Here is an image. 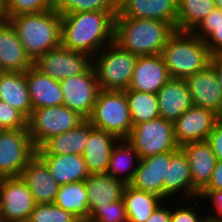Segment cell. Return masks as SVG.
<instances>
[{"label": "cell", "instance_id": "6da1fadb", "mask_svg": "<svg viewBox=\"0 0 222 222\" xmlns=\"http://www.w3.org/2000/svg\"><path fill=\"white\" fill-rule=\"evenodd\" d=\"M117 12L89 11L62 15L61 45L92 58L114 42Z\"/></svg>", "mask_w": 222, "mask_h": 222}, {"label": "cell", "instance_id": "7a4b0ae2", "mask_svg": "<svg viewBox=\"0 0 222 222\" xmlns=\"http://www.w3.org/2000/svg\"><path fill=\"white\" fill-rule=\"evenodd\" d=\"M175 32L160 20L115 17L114 43L137 56L157 55Z\"/></svg>", "mask_w": 222, "mask_h": 222}, {"label": "cell", "instance_id": "3957f363", "mask_svg": "<svg viewBox=\"0 0 222 222\" xmlns=\"http://www.w3.org/2000/svg\"><path fill=\"white\" fill-rule=\"evenodd\" d=\"M61 18L62 15L52 8L39 13L11 16L9 22L34 62L39 56L61 45Z\"/></svg>", "mask_w": 222, "mask_h": 222}, {"label": "cell", "instance_id": "277c9868", "mask_svg": "<svg viewBox=\"0 0 222 222\" xmlns=\"http://www.w3.org/2000/svg\"><path fill=\"white\" fill-rule=\"evenodd\" d=\"M171 78L186 79L204 70L211 60L206 43L192 32L176 31L161 51Z\"/></svg>", "mask_w": 222, "mask_h": 222}, {"label": "cell", "instance_id": "5b68a950", "mask_svg": "<svg viewBox=\"0 0 222 222\" xmlns=\"http://www.w3.org/2000/svg\"><path fill=\"white\" fill-rule=\"evenodd\" d=\"M94 128L127 139L133 124L124 91L100 90L91 116L87 119Z\"/></svg>", "mask_w": 222, "mask_h": 222}, {"label": "cell", "instance_id": "8992f818", "mask_svg": "<svg viewBox=\"0 0 222 222\" xmlns=\"http://www.w3.org/2000/svg\"><path fill=\"white\" fill-rule=\"evenodd\" d=\"M138 56L116 43L105 46L93 57L100 90L128 89Z\"/></svg>", "mask_w": 222, "mask_h": 222}, {"label": "cell", "instance_id": "52a82bcc", "mask_svg": "<svg viewBox=\"0 0 222 222\" xmlns=\"http://www.w3.org/2000/svg\"><path fill=\"white\" fill-rule=\"evenodd\" d=\"M85 119L65 105L32 109L27 129L34 147L39 148L50 137L76 128Z\"/></svg>", "mask_w": 222, "mask_h": 222}, {"label": "cell", "instance_id": "ba28073f", "mask_svg": "<svg viewBox=\"0 0 222 222\" xmlns=\"http://www.w3.org/2000/svg\"><path fill=\"white\" fill-rule=\"evenodd\" d=\"M127 140L138 152L140 159L180 148L174 136L173 122L160 116L135 125Z\"/></svg>", "mask_w": 222, "mask_h": 222}, {"label": "cell", "instance_id": "9c48e42d", "mask_svg": "<svg viewBox=\"0 0 222 222\" xmlns=\"http://www.w3.org/2000/svg\"><path fill=\"white\" fill-rule=\"evenodd\" d=\"M36 155L28 129L3 130L0 133V178L20 177Z\"/></svg>", "mask_w": 222, "mask_h": 222}, {"label": "cell", "instance_id": "30bf717a", "mask_svg": "<svg viewBox=\"0 0 222 222\" xmlns=\"http://www.w3.org/2000/svg\"><path fill=\"white\" fill-rule=\"evenodd\" d=\"M93 65V58L60 45L39 56L33 66L42 74L61 81L70 76L81 75Z\"/></svg>", "mask_w": 222, "mask_h": 222}, {"label": "cell", "instance_id": "8fae6325", "mask_svg": "<svg viewBox=\"0 0 222 222\" xmlns=\"http://www.w3.org/2000/svg\"><path fill=\"white\" fill-rule=\"evenodd\" d=\"M66 107L87 120L93 111L100 91L97 75L92 65L85 73L60 81Z\"/></svg>", "mask_w": 222, "mask_h": 222}, {"label": "cell", "instance_id": "7c38bea8", "mask_svg": "<svg viewBox=\"0 0 222 222\" xmlns=\"http://www.w3.org/2000/svg\"><path fill=\"white\" fill-rule=\"evenodd\" d=\"M36 203L21 177L0 178L2 222H27Z\"/></svg>", "mask_w": 222, "mask_h": 222}, {"label": "cell", "instance_id": "4fadbf2b", "mask_svg": "<svg viewBox=\"0 0 222 222\" xmlns=\"http://www.w3.org/2000/svg\"><path fill=\"white\" fill-rule=\"evenodd\" d=\"M220 118L214 111L192 106L174 124V136L181 147L190 142L207 141L216 121Z\"/></svg>", "mask_w": 222, "mask_h": 222}, {"label": "cell", "instance_id": "5bb4252c", "mask_svg": "<svg viewBox=\"0 0 222 222\" xmlns=\"http://www.w3.org/2000/svg\"><path fill=\"white\" fill-rule=\"evenodd\" d=\"M175 152H164L140 159L129 185L134 189L156 194L164 200L163 180H167L168 165Z\"/></svg>", "mask_w": 222, "mask_h": 222}, {"label": "cell", "instance_id": "9a60e30c", "mask_svg": "<svg viewBox=\"0 0 222 222\" xmlns=\"http://www.w3.org/2000/svg\"><path fill=\"white\" fill-rule=\"evenodd\" d=\"M185 80L193 106L210 109L222 117V89L215 69L209 64Z\"/></svg>", "mask_w": 222, "mask_h": 222}, {"label": "cell", "instance_id": "2e32d148", "mask_svg": "<svg viewBox=\"0 0 222 222\" xmlns=\"http://www.w3.org/2000/svg\"><path fill=\"white\" fill-rule=\"evenodd\" d=\"M170 78L161 54L138 56L130 85L126 90L156 94Z\"/></svg>", "mask_w": 222, "mask_h": 222}, {"label": "cell", "instance_id": "e0dca14e", "mask_svg": "<svg viewBox=\"0 0 222 222\" xmlns=\"http://www.w3.org/2000/svg\"><path fill=\"white\" fill-rule=\"evenodd\" d=\"M187 156L193 184V199L208 185L217 162L207 141L190 142L180 147Z\"/></svg>", "mask_w": 222, "mask_h": 222}, {"label": "cell", "instance_id": "ac0fdd59", "mask_svg": "<svg viewBox=\"0 0 222 222\" xmlns=\"http://www.w3.org/2000/svg\"><path fill=\"white\" fill-rule=\"evenodd\" d=\"M177 0H117L116 17L155 19L176 29Z\"/></svg>", "mask_w": 222, "mask_h": 222}, {"label": "cell", "instance_id": "d6986e66", "mask_svg": "<svg viewBox=\"0 0 222 222\" xmlns=\"http://www.w3.org/2000/svg\"><path fill=\"white\" fill-rule=\"evenodd\" d=\"M20 177L31 191L36 204L54 203L60 185L37 155L24 167Z\"/></svg>", "mask_w": 222, "mask_h": 222}, {"label": "cell", "instance_id": "ffe728a7", "mask_svg": "<svg viewBox=\"0 0 222 222\" xmlns=\"http://www.w3.org/2000/svg\"><path fill=\"white\" fill-rule=\"evenodd\" d=\"M33 61L25 52L18 34L9 22L0 23V70L26 72Z\"/></svg>", "mask_w": 222, "mask_h": 222}, {"label": "cell", "instance_id": "44dd1931", "mask_svg": "<svg viewBox=\"0 0 222 222\" xmlns=\"http://www.w3.org/2000/svg\"><path fill=\"white\" fill-rule=\"evenodd\" d=\"M156 95L160 117L170 122H175L193 106L185 79L170 78Z\"/></svg>", "mask_w": 222, "mask_h": 222}, {"label": "cell", "instance_id": "7402d4cb", "mask_svg": "<svg viewBox=\"0 0 222 222\" xmlns=\"http://www.w3.org/2000/svg\"><path fill=\"white\" fill-rule=\"evenodd\" d=\"M119 140L114 134L94 128L90 123V134L82 154L89 174L106 173L113 147Z\"/></svg>", "mask_w": 222, "mask_h": 222}, {"label": "cell", "instance_id": "603a6c76", "mask_svg": "<svg viewBox=\"0 0 222 222\" xmlns=\"http://www.w3.org/2000/svg\"><path fill=\"white\" fill-rule=\"evenodd\" d=\"M26 81L33 109L63 105L60 81L42 74L34 66L26 71Z\"/></svg>", "mask_w": 222, "mask_h": 222}, {"label": "cell", "instance_id": "cb8c5ba5", "mask_svg": "<svg viewBox=\"0 0 222 222\" xmlns=\"http://www.w3.org/2000/svg\"><path fill=\"white\" fill-rule=\"evenodd\" d=\"M164 183V201L176 197L179 194L183 200L189 202L193 199V184L190 165L184 151L179 148L171 157L168 165L167 180ZM182 192V194H181ZM181 194V195H180ZM190 199V200H189Z\"/></svg>", "mask_w": 222, "mask_h": 222}, {"label": "cell", "instance_id": "d4e9b609", "mask_svg": "<svg viewBox=\"0 0 222 222\" xmlns=\"http://www.w3.org/2000/svg\"><path fill=\"white\" fill-rule=\"evenodd\" d=\"M89 134L90 122L84 120L76 128L50 137L36 149V155H82Z\"/></svg>", "mask_w": 222, "mask_h": 222}, {"label": "cell", "instance_id": "484cf974", "mask_svg": "<svg viewBox=\"0 0 222 222\" xmlns=\"http://www.w3.org/2000/svg\"><path fill=\"white\" fill-rule=\"evenodd\" d=\"M89 216L98 208L123 198L126 184L107 173L89 174L85 179Z\"/></svg>", "mask_w": 222, "mask_h": 222}, {"label": "cell", "instance_id": "4316f807", "mask_svg": "<svg viewBox=\"0 0 222 222\" xmlns=\"http://www.w3.org/2000/svg\"><path fill=\"white\" fill-rule=\"evenodd\" d=\"M0 100L17 109L27 119L32 112L26 72H0Z\"/></svg>", "mask_w": 222, "mask_h": 222}, {"label": "cell", "instance_id": "83f0119b", "mask_svg": "<svg viewBox=\"0 0 222 222\" xmlns=\"http://www.w3.org/2000/svg\"><path fill=\"white\" fill-rule=\"evenodd\" d=\"M59 185L84 181L89 172L82 155H37Z\"/></svg>", "mask_w": 222, "mask_h": 222}, {"label": "cell", "instance_id": "f1b7e54d", "mask_svg": "<svg viewBox=\"0 0 222 222\" xmlns=\"http://www.w3.org/2000/svg\"><path fill=\"white\" fill-rule=\"evenodd\" d=\"M139 162V154L133 145L127 139H119L112 149L106 173L114 179L129 185Z\"/></svg>", "mask_w": 222, "mask_h": 222}, {"label": "cell", "instance_id": "f546056e", "mask_svg": "<svg viewBox=\"0 0 222 222\" xmlns=\"http://www.w3.org/2000/svg\"><path fill=\"white\" fill-rule=\"evenodd\" d=\"M128 222H145L154 210L164 202L156 194L134 189L126 185L123 192Z\"/></svg>", "mask_w": 222, "mask_h": 222}, {"label": "cell", "instance_id": "4dcf8cb0", "mask_svg": "<svg viewBox=\"0 0 222 222\" xmlns=\"http://www.w3.org/2000/svg\"><path fill=\"white\" fill-rule=\"evenodd\" d=\"M54 204L71 212L79 220L89 218L88 195L85 180L60 185Z\"/></svg>", "mask_w": 222, "mask_h": 222}, {"label": "cell", "instance_id": "1f68e13d", "mask_svg": "<svg viewBox=\"0 0 222 222\" xmlns=\"http://www.w3.org/2000/svg\"><path fill=\"white\" fill-rule=\"evenodd\" d=\"M214 8V0H177L176 31L192 32Z\"/></svg>", "mask_w": 222, "mask_h": 222}, {"label": "cell", "instance_id": "d6a6232c", "mask_svg": "<svg viewBox=\"0 0 222 222\" xmlns=\"http://www.w3.org/2000/svg\"><path fill=\"white\" fill-rule=\"evenodd\" d=\"M126 94L133 127L160 116L155 93L123 90Z\"/></svg>", "mask_w": 222, "mask_h": 222}, {"label": "cell", "instance_id": "836d02e7", "mask_svg": "<svg viewBox=\"0 0 222 222\" xmlns=\"http://www.w3.org/2000/svg\"><path fill=\"white\" fill-rule=\"evenodd\" d=\"M54 8L61 15L89 11L117 12V0H54Z\"/></svg>", "mask_w": 222, "mask_h": 222}, {"label": "cell", "instance_id": "e575fe53", "mask_svg": "<svg viewBox=\"0 0 222 222\" xmlns=\"http://www.w3.org/2000/svg\"><path fill=\"white\" fill-rule=\"evenodd\" d=\"M27 222H79V219L71 212L51 203L36 204Z\"/></svg>", "mask_w": 222, "mask_h": 222}, {"label": "cell", "instance_id": "d590c367", "mask_svg": "<svg viewBox=\"0 0 222 222\" xmlns=\"http://www.w3.org/2000/svg\"><path fill=\"white\" fill-rule=\"evenodd\" d=\"M52 8H54V0H6L9 18L19 14L39 13Z\"/></svg>", "mask_w": 222, "mask_h": 222}, {"label": "cell", "instance_id": "8d00e7d4", "mask_svg": "<svg viewBox=\"0 0 222 222\" xmlns=\"http://www.w3.org/2000/svg\"><path fill=\"white\" fill-rule=\"evenodd\" d=\"M89 219L94 222H128L123 199L98 207Z\"/></svg>", "mask_w": 222, "mask_h": 222}, {"label": "cell", "instance_id": "74e56055", "mask_svg": "<svg viewBox=\"0 0 222 222\" xmlns=\"http://www.w3.org/2000/svg\"><path fill=\"white\" fill-rule=\"evenodd\" d=\"M0 127L3 130L27 129V118L17 109L0 100Z\"/></svg>", "mask_w": 222, "mask_h": 222}, {"label": "cell", "instance_id": "f35d334b", "mask_svg": "<svg viewBox=\"0 0 222 222\" xmlns=\"http://www.w3.org/2000/svg\"><path fill=\"white\" fill-rule=\"evenodd\" d=\"M197 199V201L195 200V198L194 200L192 199V202L194 203L192 204L193 206H189V204H184V207L182 205L181 207H177L176 209L171 207L170 222H206L208 219L207 213L206 215L203 213L204 216L201 217V214L199 215L200 212L196 210L198 209L196 207L198 206V204H200V198L198 197Z\"/></svg>", "mask_w": 222, "mask_h": 222}, {"label": "cell", "instance_id": "ab89813d", "mask_svg": "<svg viewBox=\"0 0 222 222\" xmlns=\"http://www.w3.org/2000/svg\"><path fill=\"white\" fill-rule=\"evenodd\" d=\"M222 25V10L215 7L198 26L192 31L203 41L214 31L217 26Z\"/></svg>", "mask_w": 222, "mask_h": 222}, {"label": "cell", "instance_id": "60d3db41", "mask_svg": "<svg viewBox=\"0 0 222 222\" xmlns=\"http://www.w3.org/2000/svg\"><path fill=\"white\" fill-rule=\"evenodd\" d=\"M199 198L208 200L213 206L211 207L214 212H209L207 215L210 221H222V190H202ZM207 198V199H206Z\"/></svg>", "mask_w": 222, "mask_h": 222}, {"label": "cell", "instance_id": "b9f144b4", "mask_svg": "<svg viewBox=\"0 0 222 222\" xmlns=\"http://www.w3.org/2000/svg\"><path fill=\"white\" fill-rule=\"evenodd\" d=\"M207 142L210 144L216 159L222 160V117L216 121Z\"/></svg>", "mask_w": 222, "mask_h": 222}, {"label": "cell", "instance_id": "7bdbcfd3", "mask_svg": "<svg viewBox=\"0 0 222 222\" xmlns=\"http://www.w3.org/2000/svg\"><path fill=\"white\" fill-rule=\"evenodd\" d=\"M204 42L212 57L222 56V25L217 26Z\"/></svg>", "mask_w": 222, "mask_h": 222}, {"label": "cell", "instance_id": "ee69618b", "mask_svg": "<svg viewBox=\"0 0 222 222\" xmlns=\"http://www.w3.org/2000/svg\"><path fill=\"white\" fill-rule=\"evenodd\" d=\"M165 201L161 203L145 222H170L171 208ZM167 205V206H165Z\"/></svg>", "mask_w": 222, "mask_h": 222}, {"label": "cell", "instance_id": "f6af8a7d", "mask_svg": "<svg viewBox=\"0 0 222 222\" xmlns=\"http://www.w3.org/2000/svg\"><path fill=\"white\" fill-rule=\"evenodd\" d=\"M203 190H222V160H217L212 177Z\"/></svg>", "mask_w": 222, "mask_h": 222}, {"label": "cell", "instance_id": "bcb514c9", "mask_svg": "<svg viewBox=\"0 0 222 222\" xmlns=\"http://www.w3.org/2000/svg\"><path fill=\"white\" fill-rule=\"evenodd\" d=\"M210 65L215 69L220 88L222 89V56L211 57Z\"/></svg>", "mask_w": 222, "mask_h": 222}, {"label": "cell", "instance_id": "7dc6e473", "mask_svg": "<svg viewBox=\"0 0 222 222\" xmlns=\"http://www.w3.org/2000/svg\"><path fill=\"white\" fill-rule=\"evenodd\" d=\"M9 17L6 11V0H0V23L7 22Z\"/></svg>", "mask_w": 222, "mask_h": 222}, {"label": "cell", "instance_id": "c3c4849f", "mask_svg": "<svg viewBox=\"0 0 222 222\" xmlns=\"http://www.w3.org/2000/svg\"><path fill=\"white\" fill-rule=\"evenodd\" d=\"M215 7L222 10V0H214Z\"/></svg>", "mask_w": 222, "mask_h": 222}, {"label": "cell", "instance_id": "681fc988", "mask_svg": "<svg viewBox=\"0 0 222 222\" xmlns=\"http://www.w3.org/2000/svg\"><path fill=\"white\" fill-rule=\"evenodd\" d=\"M79 222H94V221L90 220L89 218H86V219L79 220Z\"/></svg>", "mask_w": 222, "mask_h": 222}, {"label": "cell", "instance_id": "f907efd6", "mask_svg": "<svg viewBox=\"0 0 222 222\" xmlns=\"http://www.w3.org/2000/svg\"><path fill=\"white\" fill-rule=\"evenodd\" d=\"M206 222H222V221H210V220L207 219Z\"/></svg>", "mask_w": 222, "mask_h": 222}]
</instances>
